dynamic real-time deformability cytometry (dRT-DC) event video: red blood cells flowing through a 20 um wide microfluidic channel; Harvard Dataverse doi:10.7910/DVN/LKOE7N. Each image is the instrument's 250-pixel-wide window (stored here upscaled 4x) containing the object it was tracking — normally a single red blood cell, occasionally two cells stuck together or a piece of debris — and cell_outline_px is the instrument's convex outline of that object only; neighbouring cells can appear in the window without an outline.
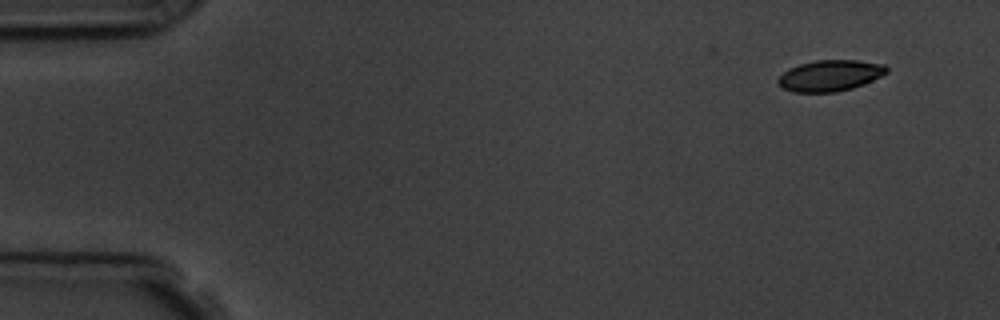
{"species": "common noctule bat (a hibernating species)", "species_latin": "Nyctalus noctula", "temperature_condition": "room temperature", "stored_images_in_passage": 11, "camera_frame_rate_fps": 3000, "um_per_image_px": 0.085, "animal": {"sex": "male", "body_mass_g": 19.5, "forearm_length_mm": 54.6}, "frame": {"image": 1, "passage_image": 1, "time_ms": 0.0, "image_size_px": [1000, 320], "cell_outline_px": [[888, 72], [864, 84], [852, 88], [836, 92], [792, 92], [784, 88], [776, 80], [788, 68], [800, 64], [816, 60], [856, 60], [884, 64], [888, 68]], "centroid_in_image_um": [70.56, 6.42], "position_along_channel_um": 14.4, "area_um2": 19.59}}
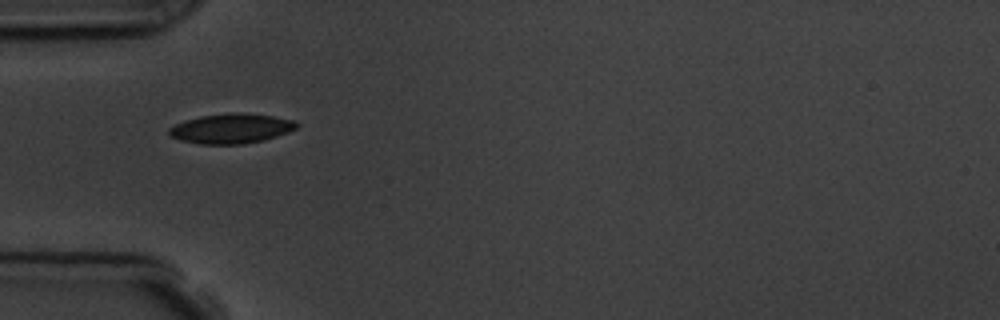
{"frame": {"image": 2, "passage_image": 5, "time_ms": 4.333, "image_size_px": [1000, 320], "cell_outline_px": [[300, 124], [296, 128], [288, 132], [264, 140], [244, 144], [200, 144], [180, 140], [168, 136], [168, 128], [176, 124], [200, 116], [232, 112], [240, 112], [272, 116], [296, 120]], "centroid_in_image_um": [19.66, 10.92], "position_along_channel_um": 65.3, "area_um2": 22.25}}
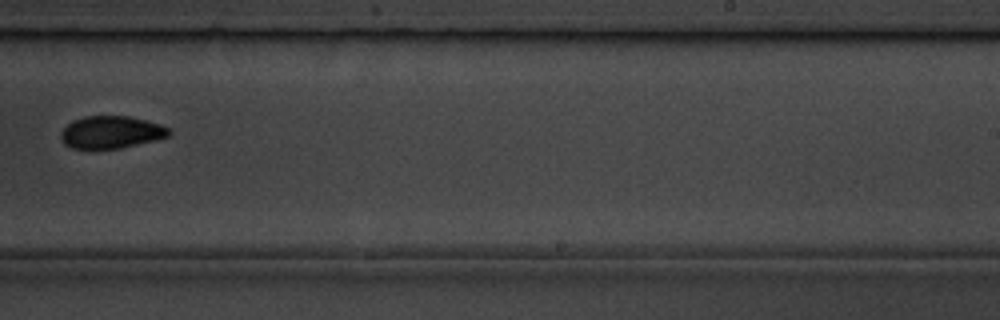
{"frame": {"image": 3, "passage_image": 10, "time_ms": 10.0, "image_size_px": [1000, 320], "cell_outline_px": [[172, 132], [168, 136], [120, 148], [72, 148], [64, 144], [60, 136], [60, 132], [72, 120], [84, 116], [128, 116], [160, 124], [168, 128]], "centroid_in_image_um": [9.4, 11.22], "position_along_channel_um": 279.6, "area_um2": 20.11}}